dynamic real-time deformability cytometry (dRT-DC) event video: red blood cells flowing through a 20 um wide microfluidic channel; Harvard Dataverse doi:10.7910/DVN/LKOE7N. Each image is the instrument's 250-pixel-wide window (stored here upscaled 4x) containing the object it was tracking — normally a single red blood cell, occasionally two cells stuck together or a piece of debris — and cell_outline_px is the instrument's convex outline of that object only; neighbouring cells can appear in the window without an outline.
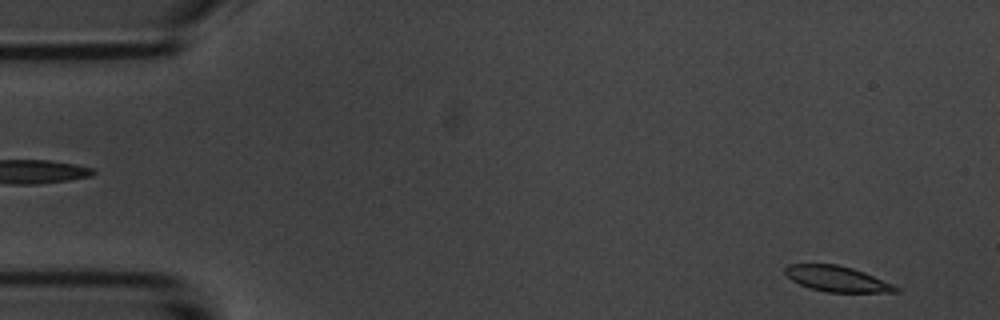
{"species": "common noctule bat (a hibernating species)", "species_latin": "Nyctalus noctula", "temperature_condition": "room temperature", "stored_images_in_passage": 54, "camera_frame_rate_fps": 3000, "um_per_image_px": 0.085, "animal": {"sex": "male", "body_mass_g": 20.1, "forearm_length_mm": 53.5}, "frame": {"image": 1, "passage_image": 3, "time_ms": 0.667, "image_size_px": [1000, 320], "cell_outline_px": [[900, 292], [828, 292], [808, 288], [792, 280], [784, 272], [784, 268], [788, 264], [836, 264], [852, 268], [864, 272], [892, 284], [900, 288]], "centroid_in_image_um": [71.13, 23.7], "position_along_channel_um": 13.9, "area_um2": 16.42}}
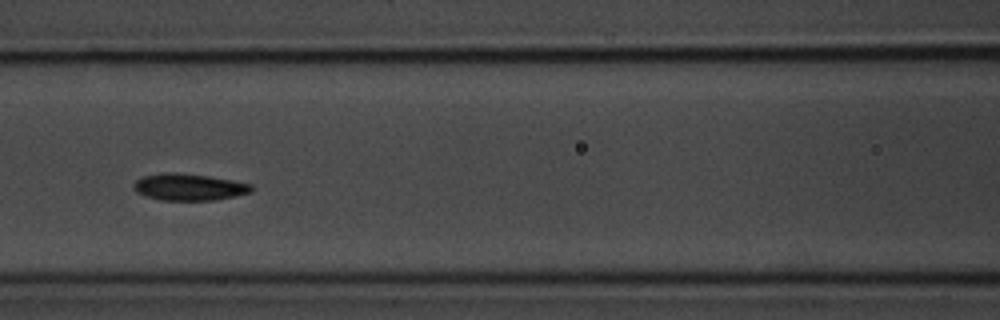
{"frame": {"image": 2, "passage_image": 23, "time_ms": 7.333, "image_size_px": [1000, 320], "cell_outline_px": [[256, 188], [252, 192], [236, 196], [216, 200], [160, 200], [136, 192], [132, 184], [136, 180], [144, 176], [168, 172], [176, 172], [208, 176], [232, 180], [252, 184]], "centroid_in_image_um": [16.12, 15.9], "position_along_channel_um": 150.5, "area_um2": 18.44}}
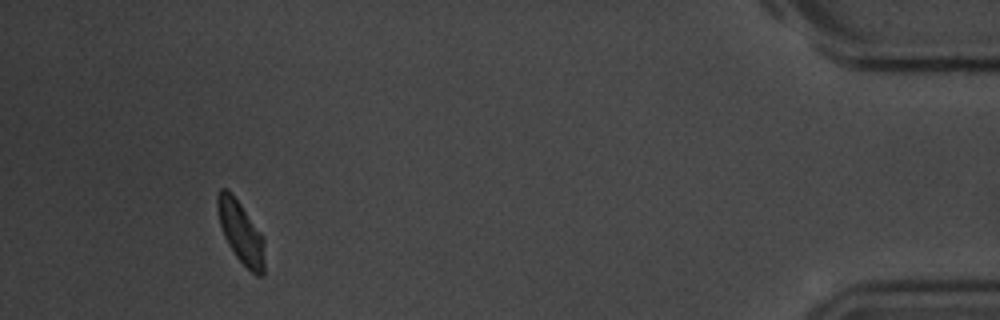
{"frame": {"image": 3, "passage_image": 50, "time_ms": 16.333, "image_size_px": [1000, 320], "cell_outline_px": [[264, 276], [256, 276], [236, 256], [228, 244], [224, 236], [220, 224], [216, 204], [216, 196], [220, 188], [224, 188], [240, 204], [260, 232], [264, 240]], "centroid_in_image_um": [20.47, 19.78], "position_along_channel_um": 414.7, "area_um2": 16.65}, "authors_computed_cell_mechanics": {"area_um2": 17.6001, "velocity_mm_per_s": 3.6822, "shape_relaxation_time_tau1_ms": 2.1728, "shape_relaxation_time_tau2_ms": null, "deformation_change_tau1": 0.1012, "deformation_change_tau2": null}}